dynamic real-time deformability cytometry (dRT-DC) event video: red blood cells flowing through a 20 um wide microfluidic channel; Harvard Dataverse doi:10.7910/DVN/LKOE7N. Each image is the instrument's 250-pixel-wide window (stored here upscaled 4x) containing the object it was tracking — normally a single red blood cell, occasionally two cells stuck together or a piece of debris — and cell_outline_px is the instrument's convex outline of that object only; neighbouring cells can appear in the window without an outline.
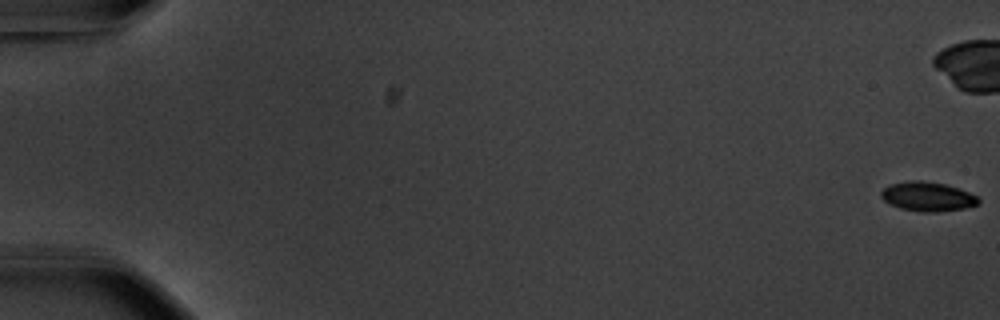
{"species": "common noctule bat (a hibernating species)", "species_latin": "Nyctalus noctula", "temperature_condition": "warm", "stored_images_in_passage": 57, "camera_frame_rate_fps": 3000, "um_per_image_px": 0.085, "animal": {"sex": "male", "body_mass_g": 20.1, "forearm_length_mm": 53.5}, "frame": {"image": 1, "passage_image": 1, "time_ms": 0.0, "image_size_px": [1000, 320], "cell_outline_px": [[980, 200], [976, 204], [964, 208], [936, 212], [920, 212], [900, 208], [884, 200], [880, 196], [880, 192], [888, 184], [908, 180], [920, 180], [944, 184], [960, 188], [976, 196]], "centroid_in_image_um": [78.81, 16.69], "position_along_channel_um": 6.2, "area_um2": 16.59}, "authors_computed_cell_mechanics": {"area_um2": 17.8024, "velocity_mm_per_s": 3.7222, "shape_relaxation_time_tau1_ms": 2.4911, "shape_relaxation_time_tau2_ms": null, "deformation_change_tau1": 0.1272, "deformation_change_tau2": null}}